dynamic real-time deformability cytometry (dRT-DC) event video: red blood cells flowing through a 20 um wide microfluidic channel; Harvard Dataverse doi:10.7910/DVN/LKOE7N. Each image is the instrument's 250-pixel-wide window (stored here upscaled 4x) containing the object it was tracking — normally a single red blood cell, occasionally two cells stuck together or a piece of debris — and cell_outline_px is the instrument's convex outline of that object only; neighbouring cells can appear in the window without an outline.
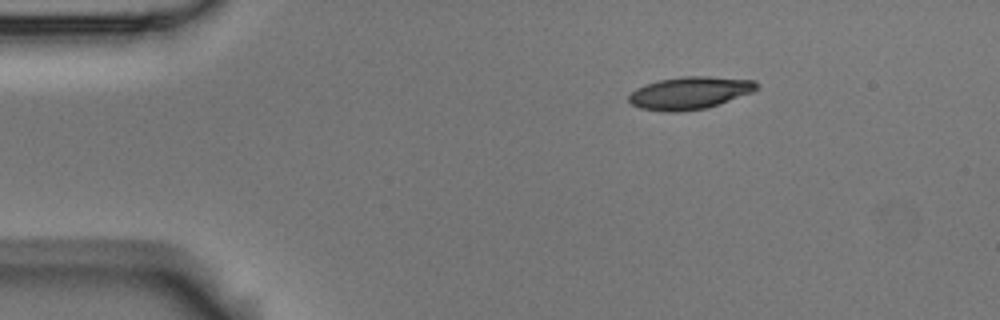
{"species": "Egyptian fruit bat (a non-hibernating species)", "species_latin": "Rousettus aegyptiacus", "temperature_condition": "room temperature", "stored_images_in_passage": 3, "camera_frame_rate_fps": 3000, "um_per_image_px": 0.085, "animal": {"sex": "male"}, "frame": {"image": 1, "passage_image": 1, "time_ms": 0.0, "image_size_px": [1000, 320], "cell_outline_px": [[760, 84], [752, 92], [704, 108], [676, 112], [664, 112], [640, 108], [632, 104], [628, 100], [628, 96], [636, 88], [644, 84], [660, 80], [680, 76], [708, 76], [756, 80]], "centroid_in_image_um": [58.59, 7.88], "position_along_channel_um": 26.4, "area_um2": 24.04}}
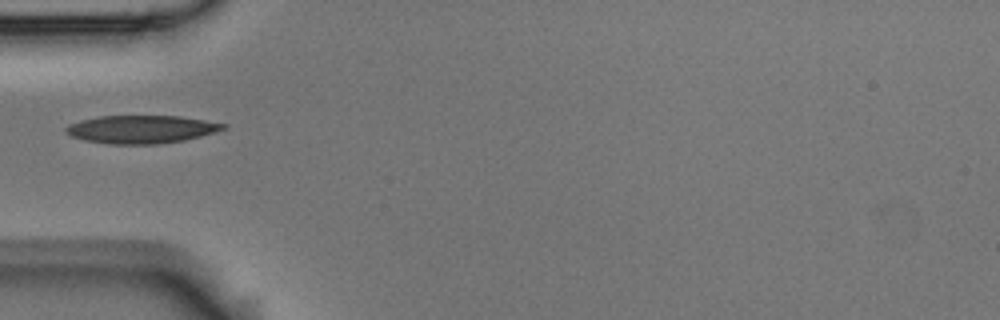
{"frame": {"image": 2, "passage_image": 3, "time_ms": 0.667, "image_size_px": [1000, 320], "cell_outline_px": [[228, 128], [200, 136], [184, 140], [160, 144], [108, 144], [84, 140], [72, 136], [64, 132], [64, 128], [68, 124], [80, 120], [100, 116], [180, 116], [228, 124]], "centroid_in_image_um": [12.0, 10.99], "position_along_channel_um": 73.0, "area_um2": 25.78}}